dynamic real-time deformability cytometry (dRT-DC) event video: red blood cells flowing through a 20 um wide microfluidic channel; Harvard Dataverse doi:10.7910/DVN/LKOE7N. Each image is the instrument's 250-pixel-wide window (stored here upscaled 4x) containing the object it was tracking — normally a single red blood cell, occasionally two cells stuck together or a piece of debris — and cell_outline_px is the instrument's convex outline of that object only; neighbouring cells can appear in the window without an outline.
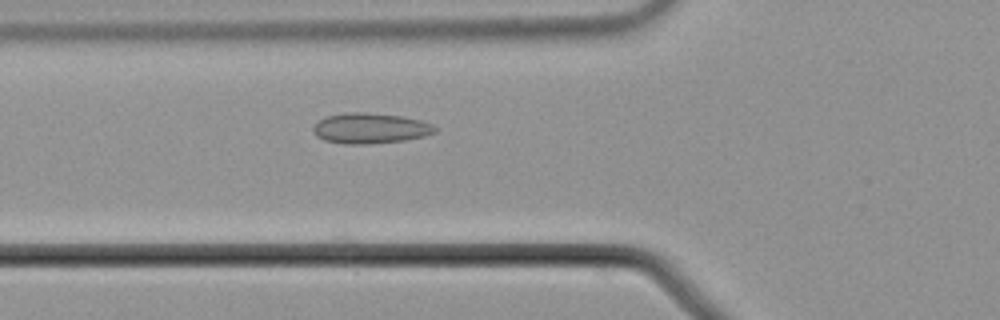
{"species": "common noctule bat (a hibernating species)", "species_latin": "Nyctalus noctula", "temperature_condition": "cold", "stored_images_in_passage": 6, "camera_frame_rate_fps": 3000, "um_per_image_px": 0.085, "animal": {"sex": "male", "body_mass_g": 21.5, "forearm_length_mm": 52.0}, "frame": {"image": 1, "passage_image": 6, "time_ms": 1.667, "image_size_px": [1000, 320], "cell_outline_px": [[440, 128], [436, 132], [424, 136], [404, 140], [368, 144], [344, 144], [324, 140], [316, 136], [312, 132], [312, 128], [320, 120], [328, 116], [344, 112], [368, 112], [400, 116], [420, 120], [432, 124]], "centroid_in_image_um": [31.48, 10.9], "position_along_channel_um": 94.3, "area_um2": 21.73}}